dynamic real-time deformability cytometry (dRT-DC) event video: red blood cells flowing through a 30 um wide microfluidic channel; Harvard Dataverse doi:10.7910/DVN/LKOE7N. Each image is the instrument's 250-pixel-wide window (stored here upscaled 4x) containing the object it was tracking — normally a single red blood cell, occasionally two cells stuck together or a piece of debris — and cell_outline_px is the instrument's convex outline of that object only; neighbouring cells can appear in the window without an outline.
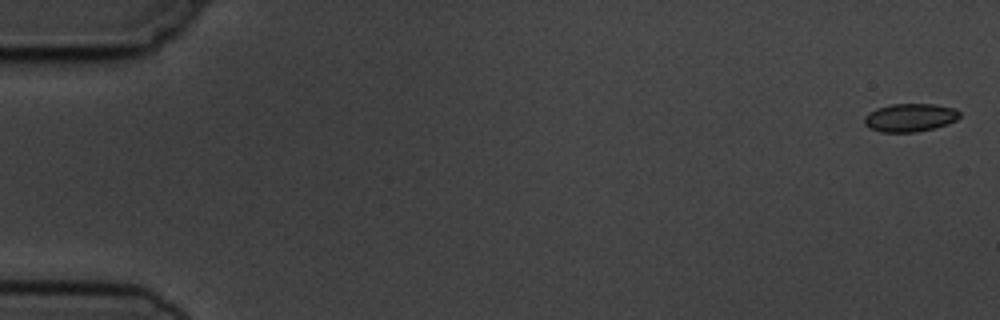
{"species": "common noctule bat (a hibernating species)", "species_latin": "Nyctalus noctula", "temperature_condition": "cold", "stored_images_in_passage": 6, "segment_of_instrument_passage": [1, 2], "camera_frame_rate_fps": 3000, "um_per_image_px": 0.085, "animal": {"sex": "male", "body_mass_g": 19.5, "forearm_length_mm": 54.6}, "frame": {"image": 1, "passage_image": 1, "time_ms": 0.0, "image_size_px": [1000, 320], "cell_outline_px": [[960, 116], [956, 120], [948, 124], [916, 132], [880, 132], [868, 128], [864, 124], [864, 116], [868, 112], [876, 108], [892, 104], [936, 104], [956, 108], [960, 112]], "centroid_in_image_um": [77.33, 9.99], "position_along_channel_um": 7.7, "area_um2": 15.84}}
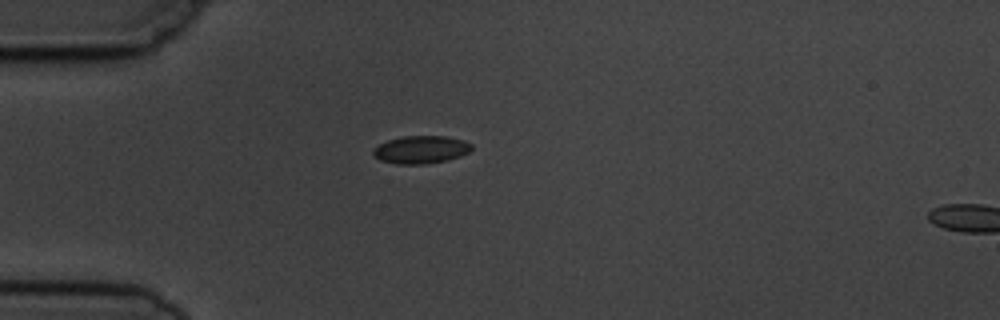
{"frame": {"image": 2, "passage_image": 5, "time_ms": 4.667, "image_size_px": [1000, 320], "cell_outline_px": [[472, 148], [468, 152], [460, 156], [448, 160], [424, 164], [396, 164], [380, 160], [372, 152], [372, 148], [388, 140], [404, 136], [444, 136], [464, 140], [472, 144]], "centroid_in_image_um": [35.78, 12.72], "position_along_channel_um": 49.2, "area_um2": 15.9}}